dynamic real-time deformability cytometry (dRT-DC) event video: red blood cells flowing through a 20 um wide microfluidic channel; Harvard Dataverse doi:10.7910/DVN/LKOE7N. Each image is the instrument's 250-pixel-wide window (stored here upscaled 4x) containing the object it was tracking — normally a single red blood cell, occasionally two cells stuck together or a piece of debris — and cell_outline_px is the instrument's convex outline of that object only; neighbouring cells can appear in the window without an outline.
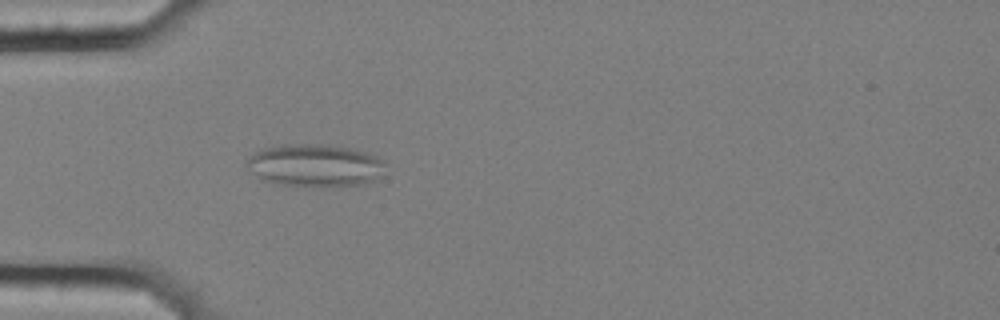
{"species": "common noctule bat (a hibernating species)", "species_latin": "Nyctalus noctula", "temperature_condition": "cold", "stored_images_in_passage": 41, "segment_of_instrument_passage": [1, 2], "camera_frame_rate_fps": 3000, "um_per_image_px": 0.085, "animal": {"sex": "female", "body_mass_g": 25.1}, "frame": {"image": 1, "passage_image": 1, "time_ms": 0.0, "image_size_px": [1000, 320], "cell_outline_px": [[384, 176], [364, 184], [280, 184], [260, 180], [248, 168], [248, 160], [256, 152], [264, 148], [280, 144], [320, 144], [356, 148], [376, 156], [384, 164]], "centroid_in_image_um": [26.8, 14.02], "position_along_channel_um": 58.2, "area_um2": 33.7}}